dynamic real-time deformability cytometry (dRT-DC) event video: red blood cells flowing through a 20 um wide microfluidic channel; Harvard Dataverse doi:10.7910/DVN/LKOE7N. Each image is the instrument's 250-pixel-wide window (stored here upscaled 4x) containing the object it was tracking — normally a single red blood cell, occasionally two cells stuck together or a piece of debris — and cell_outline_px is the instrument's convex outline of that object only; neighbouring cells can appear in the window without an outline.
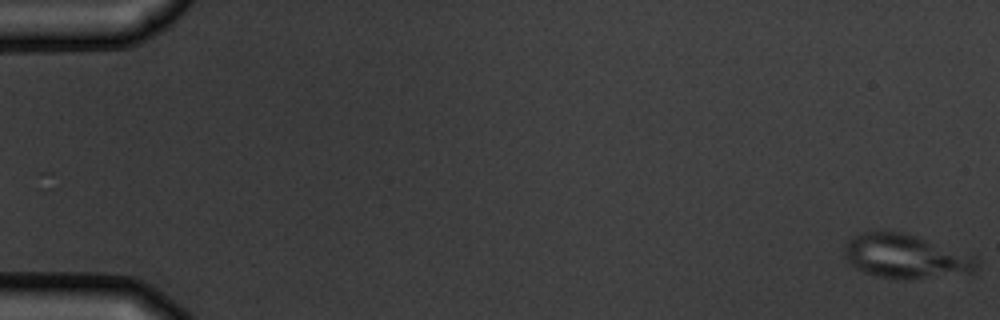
{"species": "common noctule bat (a hibernating species)", "species_latin": "Nyctalus noctula", "temperature_condition": "warm", "stored_images_in_passage": 6, "camera_frame_rate_fps": 3000, "um_per_image_px": 0.085, "animal": {"sex": "male", "body_mass_g": 19.5, "forearm_length_mm": 54.6}, "frame": {"image": 1, "passage_image": 1, "time_ms": 0.0, "image_size_px": [1000, 320], "cell_outline_px": [[980, 264], [976, 272], [972, 276], [904, 280], [880, 276], [864, 272], [856, 268], [844, 256], [844, 244], [852, 236], [864, 232], [880, 228], [900, 232], [916, 236], [972, 256]], "centroid_in_image_um": [77.02, 21.81], "position_along_channel_um": 8.0, "area_um2": 34.85}}